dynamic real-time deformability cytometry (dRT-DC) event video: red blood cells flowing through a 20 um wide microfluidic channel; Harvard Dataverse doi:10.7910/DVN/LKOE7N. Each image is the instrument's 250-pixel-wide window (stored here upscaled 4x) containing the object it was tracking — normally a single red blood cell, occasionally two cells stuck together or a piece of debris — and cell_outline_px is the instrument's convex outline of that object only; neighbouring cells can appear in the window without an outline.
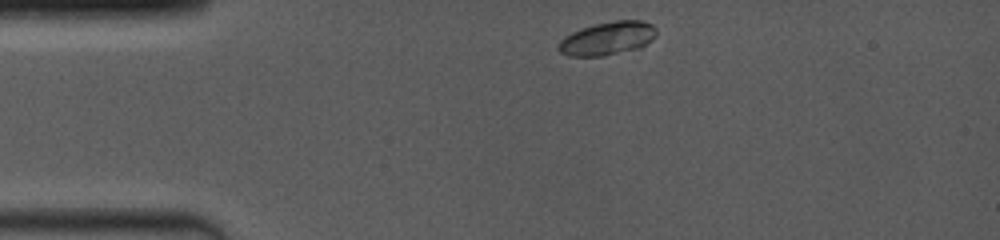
{"species": "common noctule bat (a hibernating species)", "species_latin": "Nyctalus noctula", "temperature_condition": "room temperature", "stored_images_in_passage": 4, "camera_frame_rate_fps": 4000, "um_per_image_px": 0.085, "animal": {"sex": "female", "body_mass_g": 19.0, "forearm_length_mm": 53.3}, "frame": {"image": 1, "passage_image": 1, "time_ms": 0.0, "image_size_px": [1000, 240], "cell_outline_px": [[656, 36], [652, 40], [636, 48], [604, 56], [568, 56], [560, 52], [556, 48], [560, 40], [564, 36], [572, 32], [596, 24], [616, 20], [640, 20], [652, 24], [656, 28]], "centroid_in_image_um": [51.61, 3.26], "position_along_channel_um": 33.4, "area_um2": 18.84}}
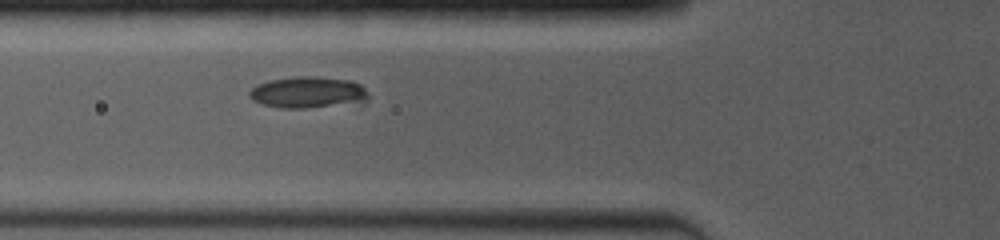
{"frame": {"image": 2, "passage_image": 4, "time_ms": 2.75, "image_size_px": [1000, 240], "cell_outline_px": [[368, 100], [360, 108], [280, 108], [260, 104], [252, 100], [248, 96], [248, 92], [256, 84], [272, 80], [296, 76], [316, 76], [348, 80], [360, 84], [364, 88], [368, 96]], "centroid_in_image_um": [26.3, 7.92], "position_along_channel_um": 99.5, "area_um2": 23.12}}